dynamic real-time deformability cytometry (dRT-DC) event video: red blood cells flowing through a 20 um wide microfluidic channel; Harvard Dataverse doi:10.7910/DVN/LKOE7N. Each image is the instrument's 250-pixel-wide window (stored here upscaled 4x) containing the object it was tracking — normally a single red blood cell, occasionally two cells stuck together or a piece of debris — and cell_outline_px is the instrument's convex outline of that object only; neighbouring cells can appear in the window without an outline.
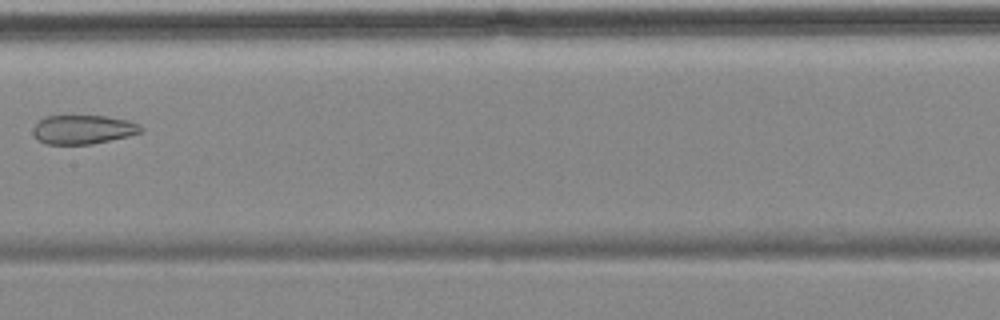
{"species": "common noctule bat (a hibernating species)", "species_latin": "Nyctalus noctula", "temperature_condition": "cold", "stored_images_in_passage": 7, "camera_frame_rate_fps": 3000, "um_per_image_px": 0.085, "animal": {"sex": "female", "body_mass_g": 18.4}, "frame": {"image": 1, "passage_image": 4, "time_ms": 4.0, "image_size_px": [1000, 320], "cell_outline_px": [[144, 128], [140, 132], [92, 144], [48, 144], [36, 140], [32, 132], [32, 128], [40, 120], [48, 116], [104, 116], [128, 120], [140, 124]], "centroid_in_image_um": [7.02, 11.01], "position_along_channel_um": 200.4, "area_um2": 18.03}}
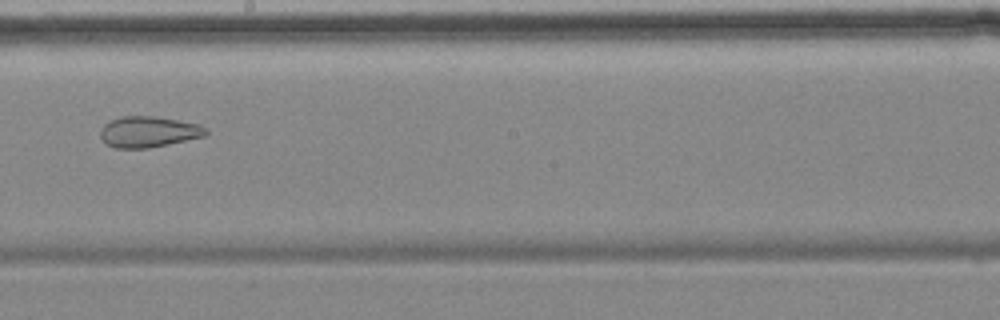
{"frame": {"image": 2, "passage_image": 5, "time_ms": 5.0, "image_size_px": [1000, 320], "cell_outline_px": [[208, 132], [204, 136], [148, 148], [116, 148], [108, 144], [100, 136], [100, 128], [108, 120], [120, 116], [152, 116], [200, 124]], "centroid_in_image_um": [12.57, 11.19], "position_along_channel_um": 235.6, "area_um2": 18.84}}